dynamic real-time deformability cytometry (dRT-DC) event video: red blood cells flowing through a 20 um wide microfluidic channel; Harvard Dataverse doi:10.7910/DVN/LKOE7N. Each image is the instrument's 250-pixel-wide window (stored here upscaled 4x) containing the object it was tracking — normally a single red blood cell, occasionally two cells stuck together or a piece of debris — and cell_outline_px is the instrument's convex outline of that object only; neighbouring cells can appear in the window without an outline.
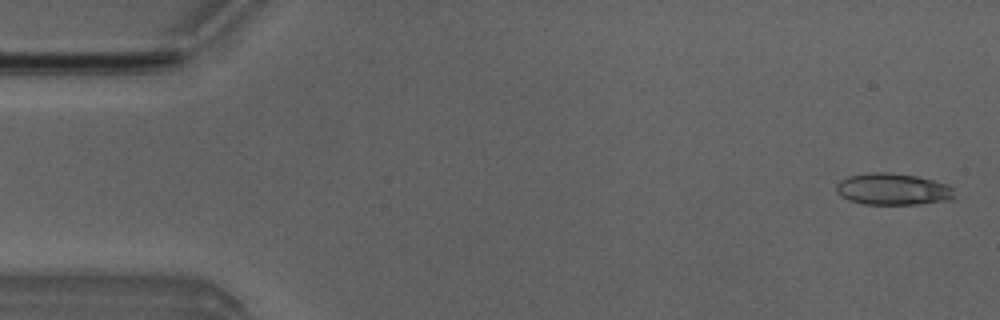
{"species": "Egyptian fruit bat (a non-hibernating species)", "species_latin": "Rousettus aegyptiacus", "temperature_condition": "room temperature", "stored_images_in_passage": 5, "camera_frame_rate_fps": 3000, "um_per_image_px": 0.085, "animal": {"sex": "male"}, "frame": {"image": 1, "passage_image": 1, "time_ms": 0.0, "image_size_px": [1000, 320], "cell_outline_px": [[956, 196], [952, 200], [920, 204], [864, 204], [848, 200], [840, 196], [836, 192], [836, 184], [840, 180], [848, 176], [872, 172], [892, 172], [916, 176], [948, 184], [952, 188]], "centroid_in_image_um": [75.9, 16.08], "position_along_channel_um": 9.1, "area_um2": 22.08}}